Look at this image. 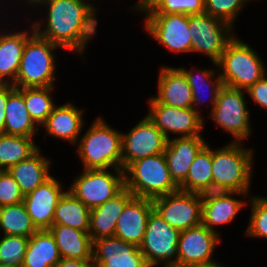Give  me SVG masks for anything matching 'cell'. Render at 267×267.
<instances>
[{
    "label": "cell",
    "mask_w": 267,
    "mask_h": 267,
    "mask_svg": "<svg viewBox=\"0 0 267 267\" xmlns=\"http://www.w3.org/2000/svg\"><path fill=\"white\" fill-rule=\"evenodd\" d=\"M40 150L39 148L29 158L8 169L11 176L20 186L24 196L34 191L51 177L49 173L51 160L41 156Z\"/></svg>",
    "instance_id": "4316f807"
},
{
    "label": "cell",
    "mask_w": 267,
    "mask_h": 267,
    "mask_svg": "<svg viewBox=\"0 0 267 267\" xmlns=\"http://www.w3.org/2000/svg\"><path fill=\"white\" fill-rule=\"evenodd\" d=\"M219 235L205 227L202 223L181 231L177 248V264H207L216 262L214 259L212 260V254L221 241Z\"/></svg>",
    "instance_id": "2e32d148"
},
{
    "label": "cell",
    "mask_w": 267,
    "mask_h": 267,
    "mask_svg": "<svg viewBox=\"0 0 267 267\" xmlns=\"http://www.w3.org/2000/svg\"><path fill=\"white\" fill-rule=\"evenodd\" d=\"M0 230L3 235L29 238L38 231L23 202L0 207Z\"/></svg>",
    "instance_id": "d6a6232c"
},
{
    "label": "cell",
    "mask_w": 267,
    "mask_h": 267,
    "mask_svg": "<svg viewBox=\"0 0 267 267\" xmlns=\"http://www.w3.org/2000/svg\"><path fill=\"white\" fill-rule=\"evenodd\" d=\"M170 267H225V266L221 265L218 262H211L207 264H184V265L176 264Z\"/></svg>",
    "instance_id": "7bdbcfd3"
},
{
    "label": "cell",
    "mask_w": 267,
    "mask_h": 267,
    "mask_svg": "<svg viewBox=\"0 0 267 267\" xmlns=\"http://www.w3.org/2000/svg\"><path fill=\"white\" fill-rule=\"evenodd\" d=\"M0 238V263L22 267L29 237L3 235Z\"/></svg>",
    "instance_id": "d590c367"
},
{
    "label": "cell",
    "mask_w": 267,
    "mask_h": 267,
    "mask_svg": "<svg viewBox=\"0 0 267 267\" xmlns=\"http://www.w3.org/2000/svg\"><path fill=\"white\" fill-rule=\"evenodd\" d=\"M25 1H27V4H29V5H34V3L37 1V0H25Z\"/></svg>",
    "instance_id": "ee69618b"
},
{
    "label": "cell",
    "mask_w": 267,
    "mask_h": 267,
    "mask_svg": "<svg viewBox=\"0 0 267 267\" xmlns=\"http://www.w3.org/2000/svg\"><path fill=\"white\" fill-rule=\"evenodd\" d=\"M192 66L190 70H186V68L184 69L183 67H179V69L184 73L187 82L189 84V86L192 89V96H193V101H192V108L196 111V112H201V110L199 111L197 106L200 107V105L203 104L204 99L202 100L203 96L205 93H203V89H209L211 88V97L209 98V100L211 101L212 107H211V111L214 108V105L216 104L217 101V96L218 93L220 91V89L223 86L222 83V79L220 78V73L219 71L216 73L215 70H208V69H197L198 71V75L195 76L196 74H194L191 70H192ZM215 73L217 75H215ZM216 76V78H215ZM215 78V80H213L212 78ZM204 87V88H203ZM196 105V106H194Z\"/></svg>",
    "instance_id": "1f68e13d"
},
{
    "label": "cell",
    "mask_w": 267,
    "mask_h": 267,
    "mask_svg": "<svg viewBox=\"0 0 267 267\" xmlns=\"http://www.w3.org/2000/svg\"><path fill=\"white\" fill-rule=\"evenodd\" d=\"M122 170L130 163L164 153L166 137L147 117L138 122L129 132L121 134Z\"/></svg>",
    "instance_id": "4fadbf2b"
},
{
    "label": "cell",
    "mask_w": 267,
    "mask_h": 267,
    "mask_svg": "<svg viewBox=\"0 0 267 267\" xmlns=\"http://www.w3.org/2000/svg\"><path fill=\"white\" fill-rule=\"evenodd\" d=\"M240 142L212 150L213 191L249 193L253 151Z\"/></svg>",
    "instance_id": "7a4b0ae2"
},
{
    "label": "cell",
    "mask_w": 267,
    "mask_h": 267,
    "mask_svg": "<svg viewBox=\"0 0 267 267\" xmlns=\"http://www.w3.org/2000/svg\"><path fill=\"white\" fill-rule=\"evenodd\" d=\"M90 211L81 200L67 190L57 203L52 225H65L88 233Z\"/></svg>",
    "instance_id": "f546056e"
},
{
    "label": "cell",
    "mask_w": 267,
    "mask_h": 267,
    "mask_svg": "<svg viewBox=\"0 0 267 267\" xmlns=\"http://www.w3.org/2000/svg\"><path fill=\"white\" fill-rule=\"evenodd\" d=\"M134 195L124 187L117 195L104 204L91 209L89 235L92 240L115 235L117 220L123 212L125 205Z\"/></svg>",
    "instance_id": "7402d4cb"
},
{
    "label": "cell",
    "mask_w": 267,
    "mask_h": 267,
    "mask_svg": "<svg viewBox=\"0 0 267 267\" xmlns=\"http://www.w3.org/2000/svg\"><path fill=\"white\" fill-rule=\"evenodd\" d=\"M34 4H42L48 12L45 28H41V21L31 23L38 35L63 49L79 55L84 53L98 24L93 3L87 0H37Z\"/></svg>",
    "instance_id": "6da1fadb"
},
{
    "label": "cell",
    "mask_w": 267,
    "mask_h": 267,
    "mask_svg": "<svg viewBox=\"0 0 267 267\" xmlns=\"http://www.w3.org/2000/svg\"><path fill=\"white\" fill-rule=\"evenodd\" d=\"M30 28L32 32L0 33V84H13L16 81L25 43L35 32L33 25Z\"/></svg>",
    "instance_id": "cb8c5ba5"
},
{
    "label": "cell",
    "mask_w": 267,
    "mask_h": 267,
    "mask_svg": "<svg viewBox=\"0 0 267 267\" xmlns=\"http://www.w3.org/2000/svg\"><path fill=\"white\" fill-rule=\"evenodd\" d=\"M84 169L72 182L69 192L81 200L90 210L104 204L124 187V170Z\"/></svg>",
    "instance_id": "9c48e42d"
},
{
    "label": "cell",
    "mask_w": 267,
    "mask_h": 267,
    "mask_svg": "<svg viewBox=\"0 0 267 267\" xmlns=\"http://www.w3.org/2000/svg\"><path fill=\"white\" fill-rule=\"evenodd\" d=\"M61 259L55 239L49 230H38L28 241L22 267H54Z\"/></svg>",
    "instance_id": "83f0119b"
},
{
    "label": "cell",
    "mask_w": 267,
    "mask_h": 267,
    "mask_svg": "<svg viewBox=\"0 0 267 267\" xmlns=\"http://www.w3.org/2000/svg\"><path fill=\"white\" fill-rule=\"evenodd\" d=\"M244 94L245 90L223 85L209 113L216 125L230 133L235 142L249 138L252 130Z\"/></svg>",
    "instance_id": "ba28073f"
},
{
    "label": "cell",
    "mask_w": 267,
    "mask_h": 267,
    "mask_svg": "<svg viewBox=\"0 0 267 267\" xmlns=\"http://www.w3.org/2000/svg\"><path fill=\"white\" fill-rule=\"evenodd\" d=\"M0 267H15V266H11L5 263H0Z\"/></svg>",
    "instance_id": "f6af8a7d"
},
{
    "label": "cell",
    "mask_w": 267,
    "mask_h": 267,
    "mask_svg": "<svg viewBox=\"0 0 267 267\" xmlns=\"http://www.w3.org/2000/svg\"><path fill=\"white\" fill-rule=\"evenodd\" d=\"M8 102V84H0V134L4 132L5 109Z\"/></svg>",
    "instance_id": "b9f144b4"
},
{
    "label": "cell",
    "mask_w": 267,
    "mask_h": 267,
    "mask_svg": "<svg viewBox=\"0 0 267 267\" xmlns=\"http://www.w3.org/2000/svg\"><path fill=\"white\" fill-rule=\"evenodd\" d=\"M251 216L245 235L267 239V197L252 196Z\"/></svg>",
    "instance_id": "8d00e7d4"
},
{
    "label": "cell",
    "mask_w": 267,
    "mask_h": 267,
    "mask_svg": "<svg viewBox=\"0 0 267 267\" xmlns=\"http://www.w3.org/2000/svg\"><path fill=\"white\" fill-rule=\"evenodd\" d=\"M153 209L151 199L133 197L117 220L114 236L139 247L144 238L149 214Z\"/></svg>",
    "instance_id": "d6986e66"
},
{
    "label": "cell",
    "mask_w": 267,
    "mask_h": 267,
    "mask_svg": "<svg viewBox=\"0 0 267 267\" xmlns=\"http://www.w3.org/2000/svg\"><path fill=\"white\" fill-rule=\"evenodd\" d=\"M152 201L160 216L180 232L202 223V194L177 190Z\"/></svg>",
    "instance_id": "8fae6325"
},
{
    "label": "cell",
    "mask_w": 267,
    "mask_h": 267,
    "mask_svg": "<svg viewBox=\"0 0 267 267\" xmlns=\"http://www.w3.org/2000/svg\"><path fill=\"white\" fill-rule=\"evenodd\" d=\"M53 235L61 258L93 259V240L89 233L65 225H52Z\"/></svg>",
    "instance_id": "484cf974"
},
{
    "label": "cell",
    "mask_w": 267,
    "mask_h": 267,
    "mask_svg": "<svg viewBox=\"0 0 267 267\" xmlns=\"http://www.w3.org/2000/svg\"><path fill=\"white\" fill-rule=\"evenodd\" d=\"M53 176L24 196L23 203L38 230H48L53 224L54 211L65 193Z\"/></svg>",
    "instance_id": "e0dca14e"
},
{
    "label": "cell",
    "mask_w": 267,
    "mask_h": 267,
    "mask_svg": "<svg viewBox=\"0 0 267 267\" xmlns=\"http://www.w3.org/2000/svg\"><path fill=\"white\" fill-rule=\"evenodd\" d=\"M124 181L134 197L151 200L179 190L171 178L164 153L130 163L124 169Z\"/></svg>",
    "instance_id": "277c9868"
},
{
    "label": "cell",
    "mask_w": 267,
    "mask_h": 267,
    "mask_svg": "<svg viewBox=\"0 0 267 267\" xmlns=\"http://www.w3.org/2000/svg\"><path fill=\"white\" fill-rule=\"evenodd\" d=\"M267 74L260 78L247 91L254 102L267 109Z\"/></svg>",
    "instance_id": "ab89813d"
},
{
    "label": "cell",
    "mask_w": 267,
    "mask_h": 267,
    "mask_svg": "<svg viewBox=\"0 0 267 267\" xmlns=\"http://www.w3.org/2000/svg\"><path fill=\"white\" fill-rule=\"evenodd\" d=\"M180 231L171 227L160 214L153 209L148 217L143 241L139 246L150 267L159 262L162 267H170L178 263V241Z\"/></svg>",
    "instance_id": "52a82bcc"
},
{
    "label": "cell",
    "mask_w": 267,
    "mask_h": 267,
    "mask_svg": "<svg viewBox=\"0 0 267 267\" xmlns=\"http://www.w3.org/2000/svg\"><path fill=\"white\" fill-rule=\"evenodd\" d=\"M206 144L202 136L175 137L167 140L165 159L171 178L178 186L186 179L191 163Z\"/></svg>",
    "instance_id": "ffe728a7"
},
{
    "label": "cell",
    "mask_w": 267,
    "mask_h": 267,
    "mask_svg": "<svg viewBox=\"0 0 267 267\" xmlns=\"http://www.w3.org/2000/svg\"><path fill=\"white\" fill-rule=\"evenodd\" d=\"M24 194L8 170H0V207L22 203Z\"/></svg>",
    "instance_id": "f35d334b"
},
{
    "label": "cell",
    "mask_w": 267,
    "mask_h": 267,
    "mask_svg": "<svg viewBox=\"0 0 267 267\" xmlns=\"http://www.w3.org/2000/svg\"><path fill=\"white\" fill-rule=\"evenodd\" d=\"M235 195L245 196L247 193L212 191L202 194V224L219 234L214 226L229 224L247 204V201L234 198Z\"/></svg>",
    "instance_id": "ac0fdd59"
},
{
    "label": "cell",
    "mask_w": 267,
    "mask_h": 267,
    "mask_svg": "<svg viewBox=\"0 0 267 267\" xmlns=\"http://www.w3.org/2000/svg\"><path fill=\"white\" fill-rule=\"evenodd\" d=\"M61 48L34 32L26 41L20 61L16 88L54 87L56 56L53 51Z\"/></svg>",
    "instance_id": "8992f818"
},
{
    "label": "cell",
    "mask_w": 267,
    "mask_h": 267,
    "mask_svg": "<svg viewBox=\"0 0 267 267\" xmlns=\"http://www.w3.org/2000/svg\"><path fill=\"white\" fill-rule=\"evenodd\" d=\"M54 267H95L93 259L61 258Z\"/></svg>",
    "instance_id": "60d3db41"
},
{
    "label": "cell",
    "mask_w": 267,
    "mask_h": 267,
    "mask_svg": "<svg viewBox=\"0 0 267 267\" xmlns=\"http://www.w3.org/2000/svg\"><path fill=\"white\" fill-rule=\"evenodd\" d=\"M246 0H204V12L234 27L235 19Z\"/></svg>",
    "instance_id": "74e56055"
},
{
    "label": "cell",
    "mask_w": 267,
    "mask_h": 267,
    "mask_svg": "<svg viewBox=\"0 0 267 267\" xmlns=\"http://www.w3.org/2000/svg\"><path fill=\"white\" fill-rule=\"evenodd\" d=\"M158 103L176 108H192V89L179 68L163 66L158 78Z\"/></svg>",
    "instance_id": "44dd1931"
},
{
    "label": "cell",
    "mask_w": 267,
    "mask_h": 267,
    "mask_svg": "<svg viewBox=\"0 0 267 267\" xmlns=\"http://www.w3.org/2000/svg\"><path fill=\"white\" fill-rule=\"evenodd\" d=\"M234 27L207 13L189 15L192 52H200L211 59L215 67L227 44L235 37Z\"/></svg>",
    "instance_id": "30bf717a"
},
{
    "label": "cell",
    "mask_w": 267,
    "mask_h": 267,
    "mask_svg": "<svg viewBox=\"0 0 267 267\" xmlns=\"http://www.w3.org/2000/svg\"><path fill=\"white\" fill-rule=\"evenodd\" d=\"M139 1V2H138ZM133 10L145 14H186L204 13V0H138Z\"/></svg>",
    "instance_id": "836d02e7"
},
{
    "label": "cell",
    "mask_w": 267,
    "mask_h": 267,
    "mask_svg": "<svg viewBox=\"0 0 267 267\" xmlns=\"http://www.w3.org/2000/svg\"><path fill=\"white\" fill-rule=\"evenodd\" d=\"M4 134L32 137L36 136L39 126L27 111L23 88L8 84V102L5 109ZM37 132V133H35Z\"/></svg>",
    "instance_id": "d4e9b609"
},
{
    "label": "cell",
    "mask_w": 267,
    "mask_h": 267,
    "mask_svg": "<svg viewBox=\"0 0 267 267\" xmlns=\"http://www.w3.org/2000/svg\"><path fill=\"white\" fill-rule=\"evenodd\" d=\"M147 33L170 51L192 52V37L189 32V15L145 14Z\"/></svg>",
    "instance_id": "5bb4252c"
},
{
    "label": "cell",
    "mask_w": 267,
    "mask_h": 267,
    "mask_svg": "<svg viewBox=\"0 0 267 267\" xmlns=\"http://www.w3.org/2000/svg\"><path fill=\"white\" fill-rule=\"evenodd\" d=\"M179 190L199 194L213 191L212 149L208 143L191 163L186 179L179 185Z\"/></svg>",
    "instance_id": "f1b7e54d"
},
{
    "label": "cell",
    "mask_w": 267,
    "mask_h": 267,
    "mask_svg": "<svg viewBox=\"0 0 267 267\" xmlns=\"http://www.w3.org/2000/svg\"><path fill=\"white\" fill-rule=\"evenodd\" d=\"M95 267H150L138 246L115 236L93 240Z\"/></svg>",
    "instance_id": "9a60e30c"
},
{
    "label": "cell",
    "mask_w": 267,
    "mask_h": 267,
    "mask_svg": "<svg viewBox=\"0 0 267 267\" xmlns=\"http://www.w3.org/2000/svg\"><path fill=\"white\" fill-rule=\"evenodd\" d=\"M53 90L54 87L23 88L27 111L38 126H42L45 123L56 105L51 97Z\"/></svg>",
    "instance_id": "e575fe53"
},
{
    "label": "cell",
    "mask_w": 267,
    "mask_h": 267,
    "mask_svg": "<svg viewBox=\"0 0 267 267\" xmlns=\"http://www.w3.org/2000/svg\"><path fill=\"white\" fill-rule=\"evenodd\" d=\"M147 117L169 140V133L179 134V137L201 136L204 129V119L201 113L193 108H176L158 103L153 96L148 100Z\"/></svg>",
    "instance_id": "7c38bea8"
},
{
    "label": "cell",
    "mask_w": 267,
    "mask_h": 267,
    "mask_svg": "<svg viewBox=\"0 0 267 267\" xmlns=\"http://www.w3.org/2000/svg\"><path fill=\"white\" fill-rule=\"evenodd\" d=\"M39 149L32 137L0 134V170H8Z\"/></svg>",
    "instance_id": "4dcf8cb0"
},
{
    "label": "cell",
    "mask_w": 267,
    "mask_h": 267,
    "mask_svg": "<svg viewBox=\"0 0 267 267\" xmlns=\"http://www.w3.org/2000/svg\"><path fill=\"white\" fill-rule=\"evenodd\" d=\"M121 131L98 117L81 139L77 153L84 169H122Z\"/></svg>",
    "instance_id": "3957f363"
},
{
    "label": "cell",
    "mask_w": 267,
    "mask_h": 267,
    "mask_svg": "<svg viewBox=\"0 0 267 267\" xmlns=\"http://www.w3.org/2000/svg\"><path fill=\"white\" fill-rule=\"evenodd\" d=\"M83 110L78 109L71 102L59 106L55 105L42 126L46 129L48 135L67 140L74 145L78 142L79 134L85 125L82 116Z\"/></svg>",
    "instance_id": "603a6c76"
},
{
    "label": "cell",
    "mask_w": 267,
    "mask_h": 267,
    "mask_svg": "<svg viewBox=\"0 0 267 267\" xmlns=\"http://www.w3.org/2000/svg\"><path fill=\"white\" fill-rule=\"evenodd\" d=\"M225 86L247 91L266 72L265 64L247 43L236 36L227 44L217 62Z\"/></svg>",
    "instance_id": "5b68a950"
}]
</instances>
